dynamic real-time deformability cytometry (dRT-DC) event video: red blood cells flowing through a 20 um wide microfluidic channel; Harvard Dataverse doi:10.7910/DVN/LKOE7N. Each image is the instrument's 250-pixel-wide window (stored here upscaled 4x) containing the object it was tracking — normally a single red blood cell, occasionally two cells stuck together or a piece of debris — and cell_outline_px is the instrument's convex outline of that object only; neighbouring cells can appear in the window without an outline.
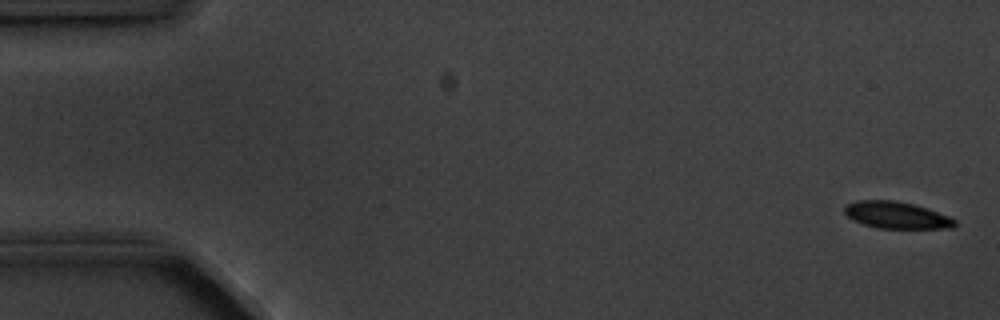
{"species": "common noctule bat (a hibernating species)", "species_latin": "Nyctalus noctula", "temperature_condition": "cold", "stored_images_in_passage": 5, "camera_frame_rate_fps": 3000, "um_per_image_px": 0.085, "animal": {"sex": "male", "body_mass_g": 20.1, "forearm_length_mm": 53.5}, "frame": {"image": 1, "passage_image": 1, "time_ms": 0.0, "image_size_px": [1000, 320], "cell_outline_px": [[956, 224], [952, 228], [876, 228], [852, 220], [844, 212], [844, 208], [848, 204], [856, 200], [896, 200], [928, 208], [948, 216], [956, 220]], "centroid_in_image_um": [76.19, 18.28], "position_along_channel_um": 8.8, "area_um2": 17.22}}
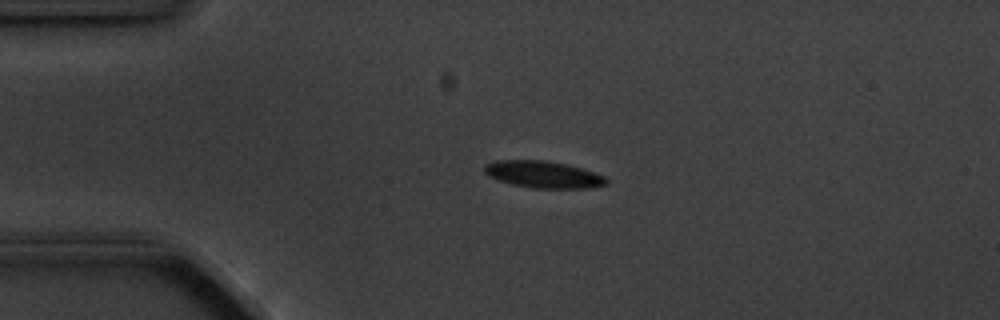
{"frame": {"image": 2, "passage_image": 4, "time_ms": 3.667, "image_size_px": [1000, 320], "cell_outline_px": [[608, 184], [584, 188], [536, 188], [512, 184], [496, 180], [488, 176], [484, 172], [484, 164], [496, 160], [544, 160], [564, 164], [580, 168], [604, 176], [608, 180]], "centroid_in_image_um": [46.11, 14.83], "position_along_channel_um": 38.9, "area_um2": 18.96}}